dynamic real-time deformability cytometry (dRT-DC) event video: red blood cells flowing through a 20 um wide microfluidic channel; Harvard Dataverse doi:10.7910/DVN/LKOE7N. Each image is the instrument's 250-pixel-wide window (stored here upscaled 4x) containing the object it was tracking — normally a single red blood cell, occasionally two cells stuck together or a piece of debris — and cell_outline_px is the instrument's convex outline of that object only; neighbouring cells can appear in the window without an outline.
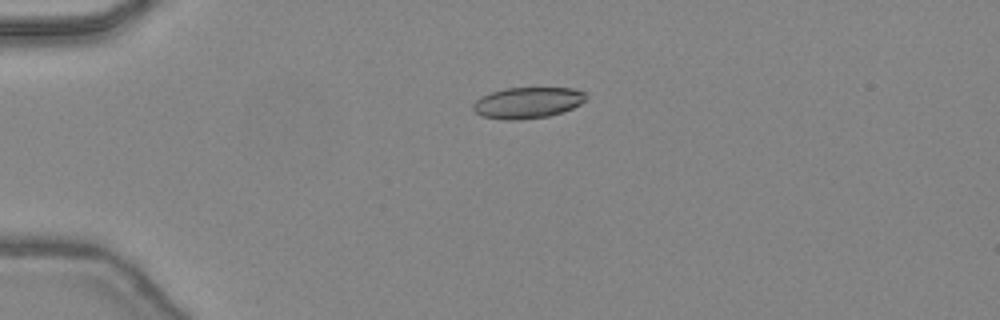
{"species": "common noctule bat (a hibernating species)", "species_latin": "Nyctalus noctula", "temperature_condition": "warm", "stored_images_in_passage": 48, "camera_frame_rate_fps": 3000, "um_per_image_px": 0.085, "animal": {"sex": "female", "body_mass_g": 24.6, "forearm_length_mm": 56.2}, "frame": {"image": 1, "passage_image": 13, "time_ms": 4.0, "image_size_px": [1000, 320], "cell_outline_px": [[588, 100], [564, 112], [548, 116], [520, 120], [504, 120], [480, 116], [472, 108], [472, 104], [480, 96], [504, 88], [572, 88], [584, 92], [588, 96]], "centroid_in_image_um": [44.85, 8.74], "position_along_channel_um": 40.2, "area_um2": 20.75}}
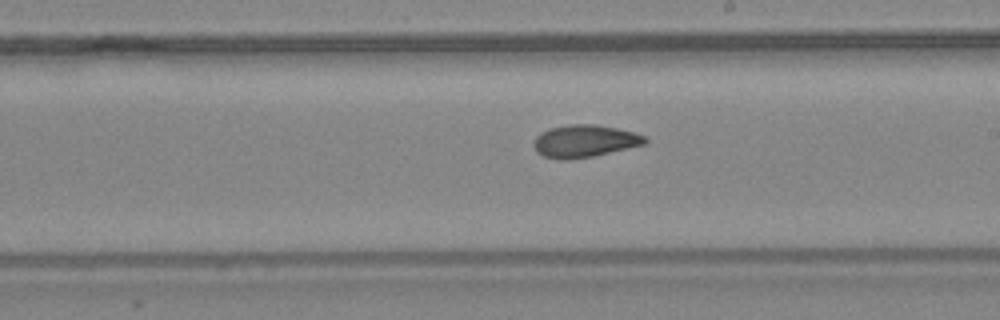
{"frame": {"image": 2, "passage_image": 29, "time_ms": 9.333, "image_size_px": [1000, 320], "cell_outline_px": [[648, 140], [644, 144], [592, 156], [568, 160], [544, 156], [536, 152], [532, 144], [532, 140], [540, 132], [552, 128], [568, 124], [596, 124], [616, 128], [632, 132], [644, 136]], "centroid_in_image_um": [49.63, 11.98], "position_along_channel_um": 239.4, "area_um2": 20.81}}
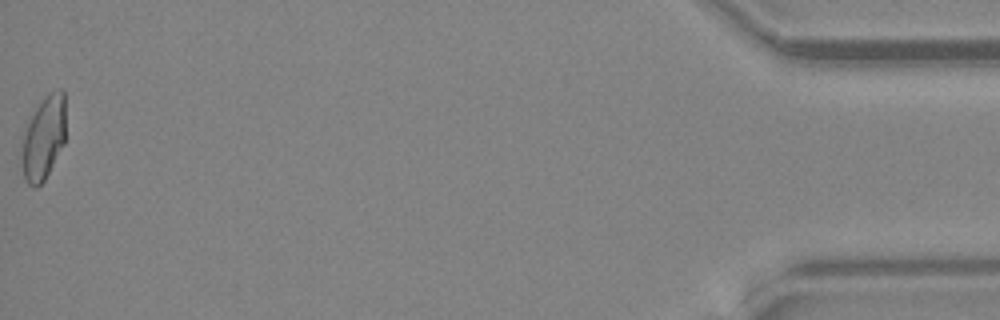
{"frame": {"image": 3, "passage_image": 48, "time_ms": 15.667, "image_size_px": [1000, 320], "cell_outline_px": [[64, 144], [44, 180], [36, 188], [32, 188], [24, 180], [20, 160], [20, 144], [28, 124], [36, 108], [44, 96], [48, 92], [60, 88], [64, 92]], "centroid_in_image_um": [3.67, 11.76], "position_along_channel_um": 431.5, "area_um2": 21.56}, "authors_computed_cell_mechanics": {"area_um2": 20.808, "velocity_mm_per_s": 4.5026, "shape_relaxation_time_tau1_ms": null, "shape_relaxation_time_tau2_ms": 2.1536, "deformation_change_tau1": null, "deformation_change_tau2": 0.0795}}